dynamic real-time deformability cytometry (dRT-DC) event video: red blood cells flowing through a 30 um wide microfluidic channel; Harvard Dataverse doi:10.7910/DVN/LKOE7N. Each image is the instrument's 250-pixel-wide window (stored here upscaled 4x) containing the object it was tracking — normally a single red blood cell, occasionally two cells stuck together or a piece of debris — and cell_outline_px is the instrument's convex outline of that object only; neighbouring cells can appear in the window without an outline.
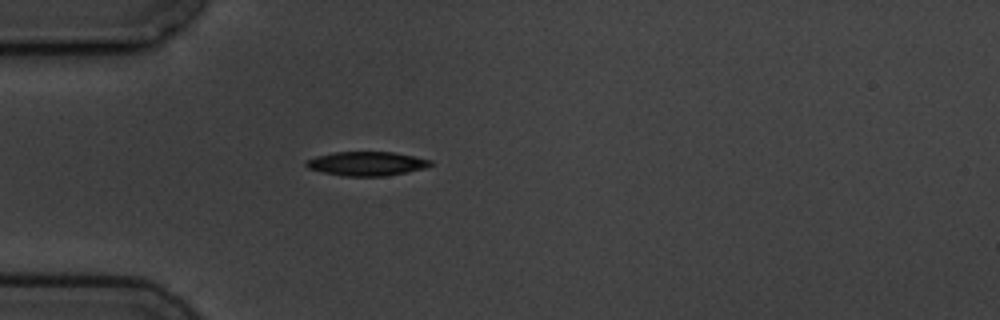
{"species": "common noctule bat (a hibernating species)", "species_latin": "Nyctalus noctula", "temperature_condition": "cold", "stored_images_in_passage": 1, "camera_frame_rate_fps": 3000, "um_per_image_px": 0.085, "animal": {"sex": "male", "body_mass_g": 19.5, "forearm_length_mm": 54.6}, "frame": {"image": 1, "passage_image": 1, "time_ms": 0.0, "image_size_px": [1000, 320], "cell_outline_px": [[432, 164], [424, 168], [408, 172], [384, 176], [344, 176], [324, 172], [308, 168], [304, 164], [304, 160], [316, 156], [336, 152], [392, 152], [432, 160]], "centroid_in_image_um": [31.14, 13.91], "position_along_channel_um": 53.9, "area_um2": 17.34}}